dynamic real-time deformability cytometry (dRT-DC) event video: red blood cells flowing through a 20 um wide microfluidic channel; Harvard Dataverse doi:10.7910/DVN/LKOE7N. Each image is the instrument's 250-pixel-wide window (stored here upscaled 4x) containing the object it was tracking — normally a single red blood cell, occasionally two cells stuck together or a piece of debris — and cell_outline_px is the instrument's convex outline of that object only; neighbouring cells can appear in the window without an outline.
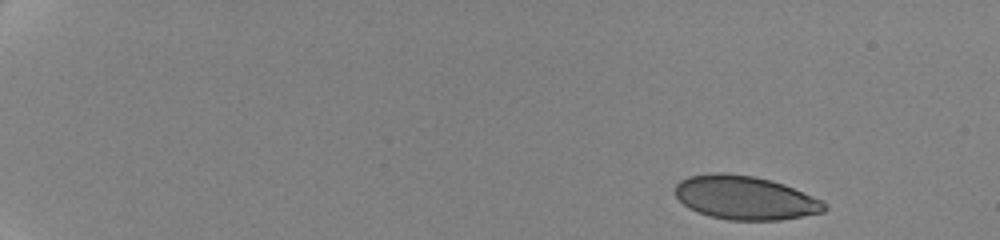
{"species": "human", "species_latin": "Homo sapiens", "temperature_condition": "cold", "stored_images_in_passage": 34, "camera_frame_rate_fps": 3000, "um_per_image_px": 0.085, "donor": {"sex": "female"}, "frame": {"image": 1, "passage_image": 1, "time_ms": 0.0, "image_size_px": [1000, 240], "cell_outline_px": [[828, 208], [824, 212], [804, 216], [780, 220], [728, 220], [708, 216], [688, 208], [672, 192], [676, 184], [680, 180], [688, 176], [756, 176], [772, 180], [784, 184], [820, 200]], "centroid_in_image_um": [63.34, 16.86], "position_along_channel_um": 21.7, "area_um2": 37.17}}
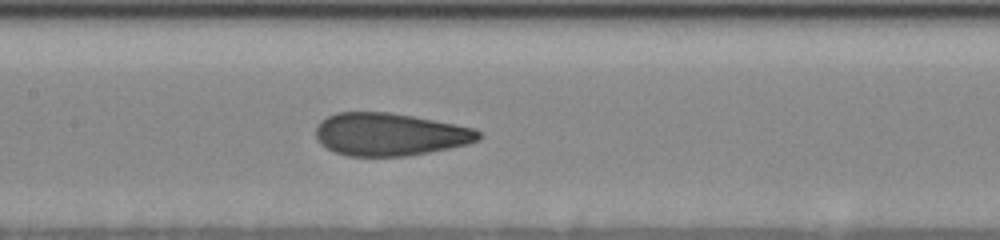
{"frame": {"image": 2, "passage_image": 18, "time_ms": 8.667, "image_size_px": [1000, 240], "cell_outline_px": [[484, 136], [480, 140], [468, 144], [408, 156], [344, 156], [320, 144], [316, 140], [316, 124], [320, 120], [336, 112], [388, 112], [412, 116], [476, 128]], "centroid_in_image_um": [33.13, 11.42], "position_along_channel_um": 174.3, "area_um2": 40.75}}
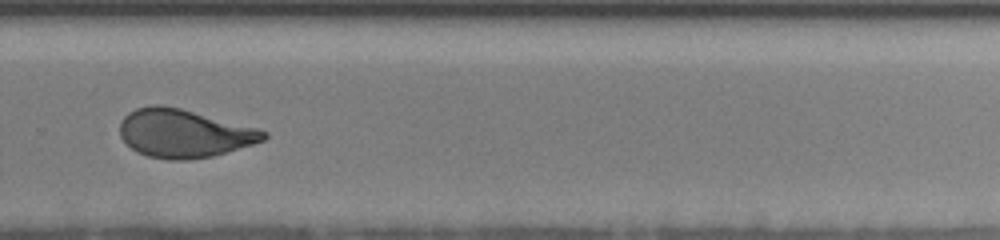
{"frame": {"image": 3, "passage_image": 34, "time_ms": 12.667, "image_size_px": [1000, 240], "cell_outline_px": [[268, 136], [264, 140], [252, 144], [212, 156], [188, 160], [168, 160], [148, 156], [136, 152], [120, 136], [120, 120], [128, 112], [136, 108], [152, 104], [160, 104], [180, 108], [256, 128], [268, 132]], "centroid_in_image_um": [15.59, 11.33], "position_along_channel_um": 314.2, "area_um2": 40.29}}